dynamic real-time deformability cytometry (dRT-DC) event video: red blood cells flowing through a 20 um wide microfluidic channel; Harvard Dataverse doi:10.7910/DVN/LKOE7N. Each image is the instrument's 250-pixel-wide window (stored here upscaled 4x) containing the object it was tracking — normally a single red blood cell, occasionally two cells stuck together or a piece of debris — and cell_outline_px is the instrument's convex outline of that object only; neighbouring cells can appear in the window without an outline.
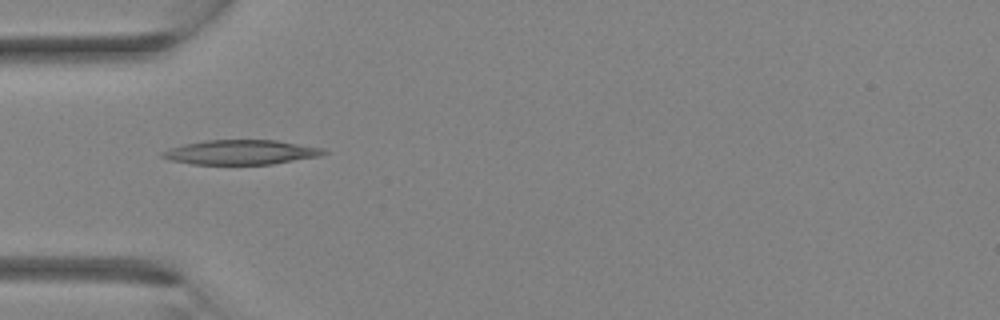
{"species": "Egyptian fruit bat (a non-hibernating species)", "species_latin": "Rousettus aegyptiacus", "temperature_condition": "room temperature", "stored_images_in_passage": 1, "camera_frame_rate_fps": 3000, "um_per_image_px": 0.085, "animal": {"sex": "female"}, "frame": {"image": 1, "passage_image": 1, "time_ms": 0.0, "image_size_px": [1000, 320], "cell_outline_px": [[328, 152], [320, 156], [272, 164], [192, 164], [168, 160], [160, 156], [160, 152], [168, 148], [184, 144], [204, 140], [276, 140], [324, 148]], "centroid_in_image_um": [20.44, 12.94], "position_along_channel_um": 64.6, "area_um2": 23.24}}